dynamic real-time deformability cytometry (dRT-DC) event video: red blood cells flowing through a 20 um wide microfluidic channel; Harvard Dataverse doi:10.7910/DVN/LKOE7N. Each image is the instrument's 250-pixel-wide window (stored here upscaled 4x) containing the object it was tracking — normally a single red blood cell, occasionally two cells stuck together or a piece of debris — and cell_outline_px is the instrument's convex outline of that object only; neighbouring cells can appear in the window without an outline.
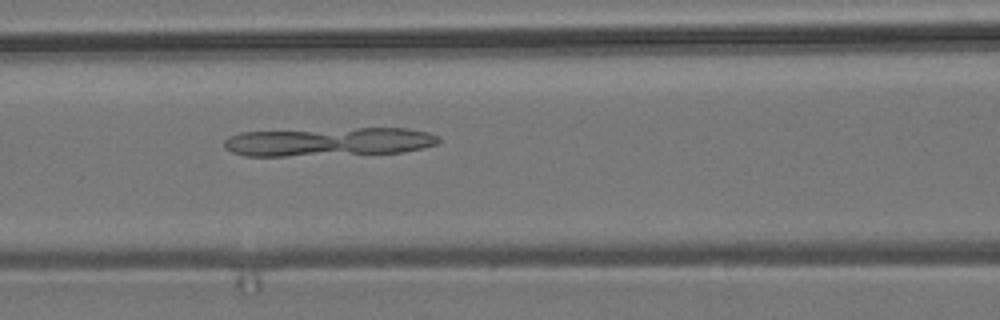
{"species": "common noctule bat (a hibernating species)", "species_latin": "Nyctalus noctula", "temperature_condition": "room temperature", "stored_images_in_passage": 47, "camera_frame_rate_fps": 3000, "um_per_image_px": 0.085, "animal": {"sex": "male", "body_mass_g": 19.2, "forearm_length_mm": 51.8}, "frame": {"image": 1, "passage_image": 23, "time_ms": 7.333, "image_size_px": [1000, 320], "cell_outline_px": [[440, 144], [404, 152], [288, 156], [244, 156], [232, 152], [224, 148], [224, 140], [228, 136], [240, 132], [356, 128], [404, 128], [428, 132], [440, 136]], "centroid_in_image_um": [27.96, 12.05], "position_along_channel_um": 138.6, "area_um2": 36.07}}
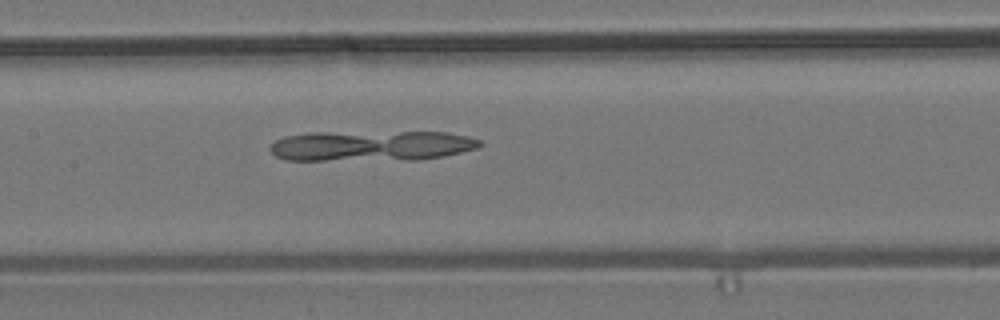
{"frame": {"image": 2, "passage_image": 26, "time_ms": 8.333, "image_size_px": [1000, 320], "cell_outline_px": [[484, 144], [476, 148], [460, 152], [420, 160], [288, 160], [276, 156], [268, 148], [276, 140], [284, 136], [308, 132], [448, 132], [468, 136], [480, 140]], "centroid_in_image_um": [31.55, 12.39], "position_along_channel_um": 175.8, "area_um2": 37.45}}
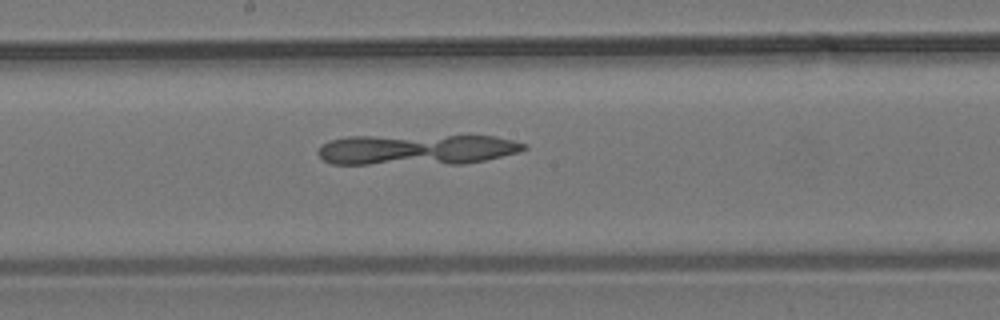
{"frame": {"image": 3, "passage_image": 29, "time_ms": 9.333, "image_size_px": [1000, 320], "cell_outline_px": [[528, 148], [520, 152], [484, 160], [464, 164], [332, 164], [324, 160], [316, 152], [328, 140], [348, 136], [496, 136], [528, 144]], "centroid_in_image_um": [35.44, 12.72], "position_along_channel_um": 212.8, "area_um2": 37.05}}